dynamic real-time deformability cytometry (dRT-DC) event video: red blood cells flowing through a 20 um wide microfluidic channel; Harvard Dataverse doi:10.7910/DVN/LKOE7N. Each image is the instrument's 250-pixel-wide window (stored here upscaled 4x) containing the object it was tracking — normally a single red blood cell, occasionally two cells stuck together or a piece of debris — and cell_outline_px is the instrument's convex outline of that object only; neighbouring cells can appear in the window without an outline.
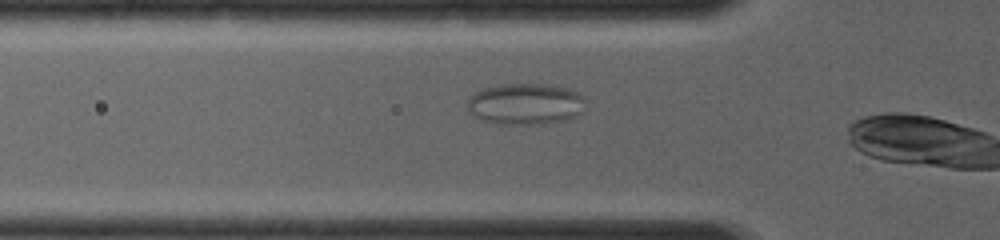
{"species": "common noctule bat (a hibernating species)", "species_latin": "Nyctalus noctula", "temperature_condition": "room temperature", "stored_images_in_passage": 41, "camera_frame_rate_fps": 4000, "um_per_image_px": 0.085, "animal": {"sex": "female", "body_mass_g": 19.0, "forearm_length_mm": 56.7}, "frame": {"image": 1, "passage_image": 10, "time_ms": 2.25, "image_size_px": [1000, 240], "cell_outline_px": [[584, 100], [580, 112], [564, 120], [540, 124], [496, 124], [484, 120], [468, 112], [468, 100], [476, 92], [484, 88], [500, 84], [556, 84], [580, 92], [584, 96]], "centroid_in_image_um": [44.66, 8.82], "position_along_channel_um": 81.1, "area_um2": 28.38}}
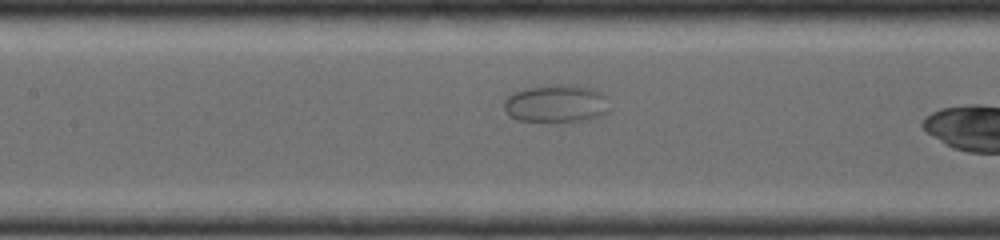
{"frame": {"image": 2, "passage_image": 17, "time_ms": 4.0, "image_size_px": [1000, 240], "cell_outline_px": [[608, 112], [600, 116], [588, 120], [516, 120], [508, 116], [504, 108], [504, 100], [512, 92], [528, 88], [548, 84], [560, 84], [592, 88], [600, 92], [604, 96]], "centroid_in_image_um": [47.22, 8.79], "position_along_channel_um": 160.2, "area_um2": 22.83}}
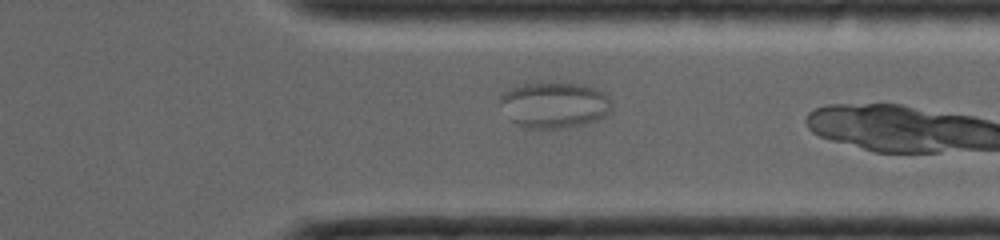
{"frame": {"image": 3, "passage_image": 35, "time_ms": 8.5, "image_size_px": [1000, 240], "cell_outline_px": [[612, 108], [604, 116], [596, 120], [584, 124], [568, 128], [524, 128], [512, 120], [500, 104], [500, 96], [504, 92], [512, 88], [524, 84], [584, 84], [608, 96]], "centroid_in_image_um": [47.12, 8.95], "position_along_channel_um": 364.3, "area_um2": 29.25}}